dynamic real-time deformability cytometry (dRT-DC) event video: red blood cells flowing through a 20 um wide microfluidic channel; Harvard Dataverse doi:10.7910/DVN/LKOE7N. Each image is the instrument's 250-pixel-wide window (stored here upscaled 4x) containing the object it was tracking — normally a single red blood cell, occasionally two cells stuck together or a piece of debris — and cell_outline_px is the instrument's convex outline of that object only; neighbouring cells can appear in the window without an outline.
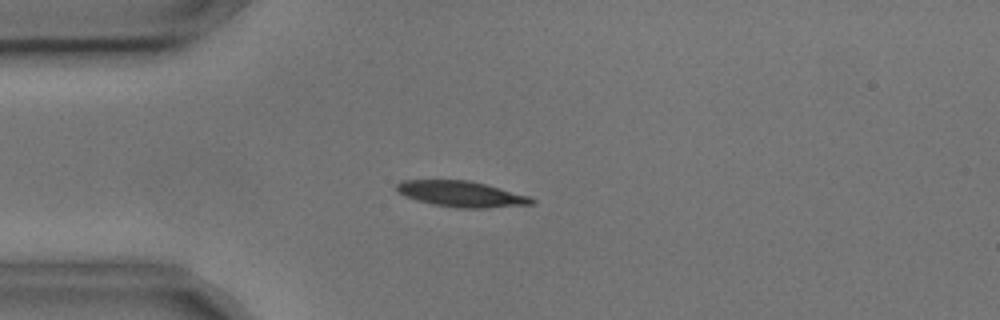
{"species": "common noctule bat (a hibernating species)", "species_latin": "Nyctalus noctula", "temperature_condition": "cold", "stored_images_in_passage": 3, "camera_frame_rate_fps": 3000, "um_per_image_px": 0.085, "animal": {"sex": "male", "body_mass_g": 17.9, "forearm_length_mm": 54.2}, "frame": {"image": 1, "passage_image": 3, "time_ms": 0.667, "image_size_px": [1000, 320], "cell_outline_px": [[536, 204], [488, 208], [456, 208], [432, 204], [416, 200], [404, 196], [396, 192], [396, 184], [400, 180], [468, 180], [484, 184], [528, 196], [536, 200]], "centroid_in_image_um": [39.17, 16.5], "position_along_channel_um": 45.8, "area_um2": 20.4}}